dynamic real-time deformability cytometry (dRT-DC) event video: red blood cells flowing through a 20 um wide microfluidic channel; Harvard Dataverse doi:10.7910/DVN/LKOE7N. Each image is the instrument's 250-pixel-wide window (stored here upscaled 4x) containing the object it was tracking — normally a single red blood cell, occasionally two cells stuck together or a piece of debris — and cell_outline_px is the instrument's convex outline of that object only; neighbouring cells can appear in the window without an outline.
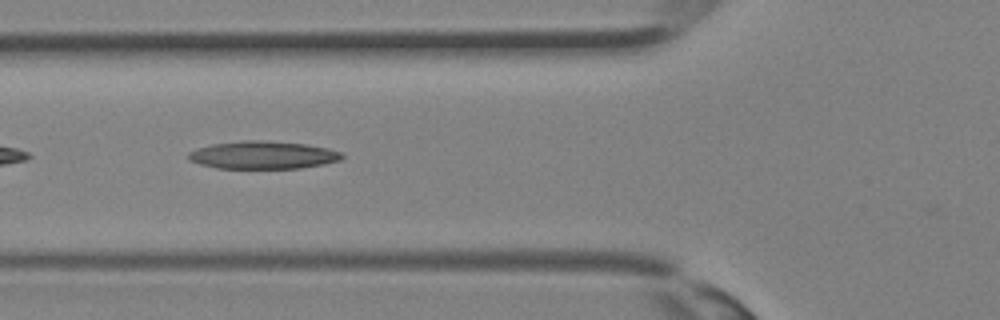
{"species": "Egyptian fruit bat (a non-hibernating species)", "species_latin": "Rousettus aegyptiacus", "temperature_condition": "room temperature", "stored_images_in_passage": 30, "camera_frame_rate_fps": 3000, "um_per_image_px": 0.085, "animal": {"sex": "female"}, "frame": {"image": 1, "passage_image": 9, "time_ms": 2.667, "image_size_px": [1000, 320], "cell_outline_px": [[344, 156], [340, 160], [324, 164], [300, 168], [216, 168], [200, 164], [188, 160], [188, 152], [196, 148], [212, 144], [244, 140], [256, 140], [304, 144], [328, 148], [340, 152]], "centroid_in_image_um": [22.31, 13.18], "position_along_channel_um": 103.5, "area_um2": 24.74}}
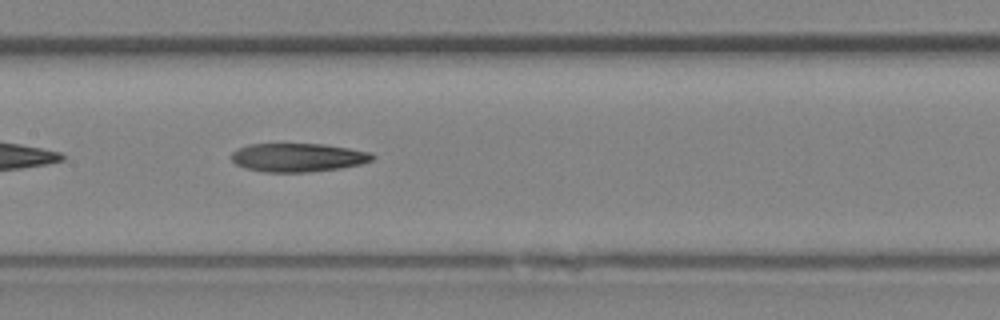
{"frame": {"image": 2, "passage_image": 13, "time_ms": 4.0, "image_size_px": [1000, 320], "cell_outline_px": [[376, 156], [372, 160], [360, 164], [340, 168], [304, 172], [264, 172], [244, 168], [236, 164], [232, 160], [232, 152], [248, 144], [324, 144], [372, 152]], "centroid_in_image_um": [25.33, 13.38], "position_along_channel_um": 182.1, "area_um2": 23.41}}